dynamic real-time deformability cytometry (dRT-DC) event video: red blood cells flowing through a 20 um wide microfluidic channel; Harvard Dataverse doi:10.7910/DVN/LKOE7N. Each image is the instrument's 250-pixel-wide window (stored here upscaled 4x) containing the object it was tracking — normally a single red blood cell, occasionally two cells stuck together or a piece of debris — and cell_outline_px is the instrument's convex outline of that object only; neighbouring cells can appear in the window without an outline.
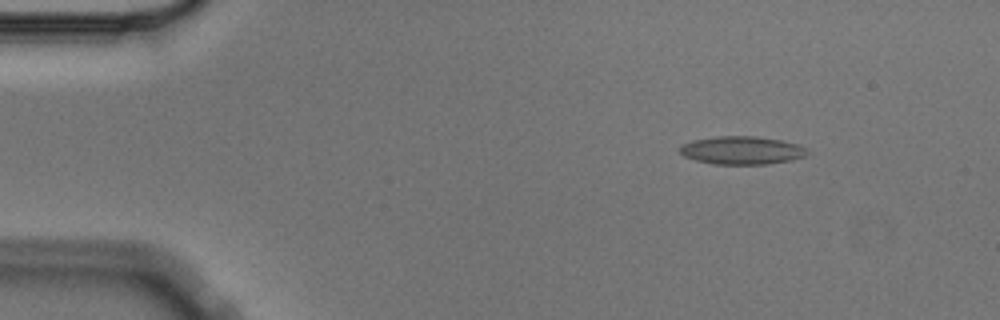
{"species": "Egyptian fruit bat (a non-hibernating species)", "species_latin": "Rousettus aegyptiacus", "temperature_condition": "cold", "stored_images_in_passage": 5, "camera_frame_rate_fps": 3000, "um_per_image_px": 0.085, "animal": {"sex": "male"}, "frame": {"image": 1, "passage_image": 2, "time_ms": 0.333, "image_size_px": [1000, 320], "cell_outline_px": [[808, 152], [804, 156], [792, 160], [768, 164], [716, 164], [696, 160], [684, 156], [680, 152], [680, 148], [684, 144], [696, 140], [716, 136], [756, 136], [780, 140], [796, 144], [804, 148]], "centroid_in_image_um": [63.07, 12.78], "position_along_channel_um": 21.9, "area_um2": 20.52}}
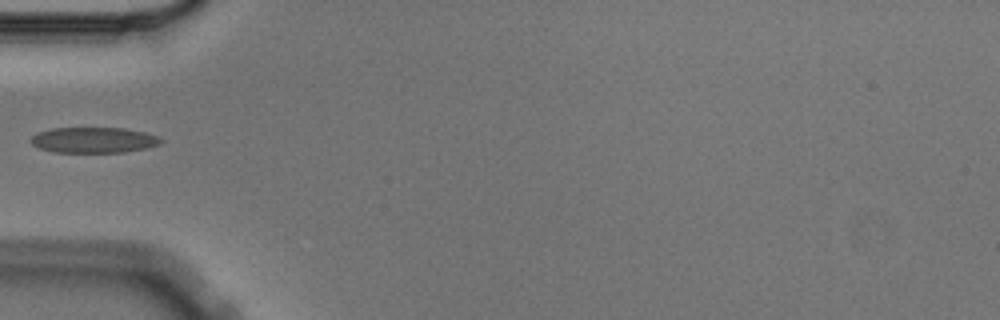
{"frame": {"image": 2, "passage_image": 5, "time_ms": 1.333, "image_size_px": [1000, 320], "cell_outline_px": [[164, 140], [160, 144], [148, 148], [124, 152], [56, 152], [40, 148], [32, 144], [28, 140], [36, 132], [52, 128], [124, 128], [144, 132], [156, 136]], "centroid_in_image_um": [7.95, 11.9], "position_along_channel_um": 77.0, "area_um2": 19.48}}